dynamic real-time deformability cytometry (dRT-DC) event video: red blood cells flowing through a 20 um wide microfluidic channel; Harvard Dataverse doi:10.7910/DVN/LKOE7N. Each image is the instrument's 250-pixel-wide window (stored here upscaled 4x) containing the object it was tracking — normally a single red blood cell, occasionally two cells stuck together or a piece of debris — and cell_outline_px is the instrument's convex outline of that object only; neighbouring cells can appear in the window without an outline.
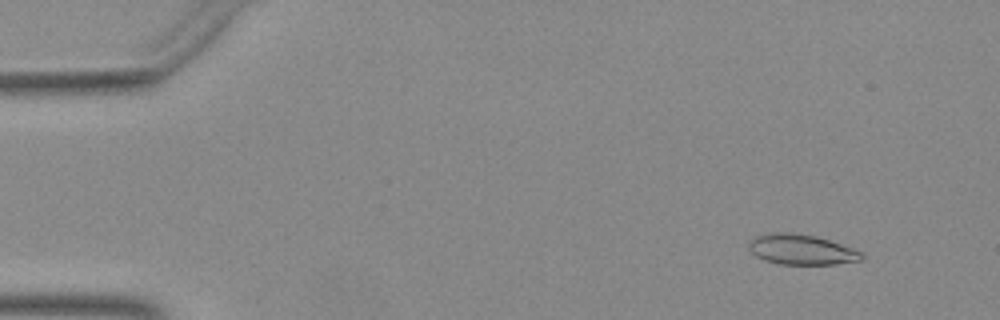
{"species": "Egyptian fruit bat (a non-hibernating species)", "species_latin": "Rousettus aegyptiacus", "temperature_condition": "warm", "stored_images_in_passage": 51, "camera_frame_rate_fps": 3000, "um_per_image_px": 0.085, "animal": {"sex": "female"}, "frame": {"image": 1, "passage_image": 5, "time_ms": 1.333, "image_size_px": [1000, 320], "cell_outline_px": [[864, 260], [836, 264], [780, 264], [764, 260], [756, 256], [748, 248], [748, 244], [756, 236], [776, 232], [788, 232], [816, 236], [864, 252]], "centroid_in_image_um": [68.15, 21.22], "position_along_channel_um": 16.8, "area_um2": 19.83}}
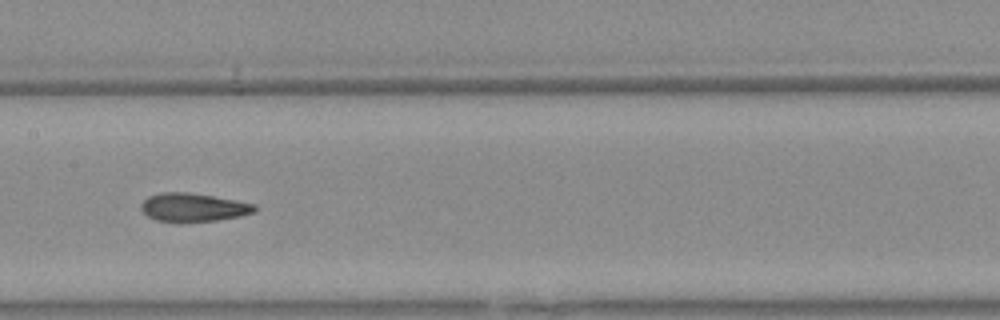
{"frame": {"image": 2, "passage_image": 26, "time_ms": 8.333, "image_size_px": [1000, 320], "cell_outline_px": [[256, 212], [240, 216], [216, 220], [156, 220], [148, 216], [140, 208], [140, 204], [148, 196], [164, 192], [188, 192], [212, 196], [256, 204]], "centroid_in_image_um": [16.44, 17.6], "position_along_channel_um": 191.0, "area_um2": 18.26}}
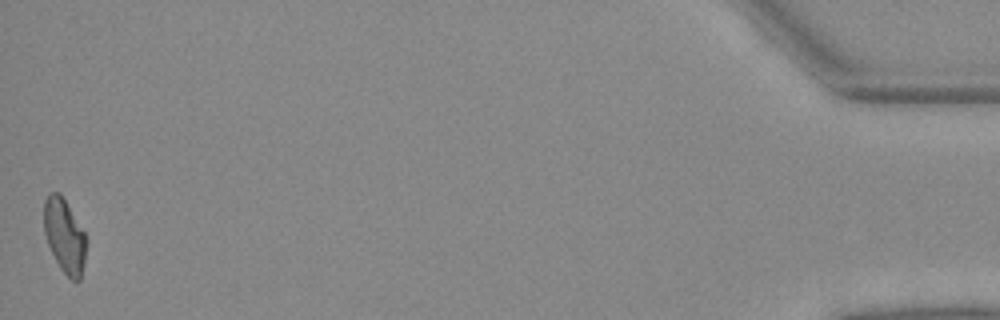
{"frame": {"image": 3, "passage_image": 51, "time_ms": 16.667, "image_size_px": [1000, 320], "cell_outline_px": [[84, 264], [80, 280], [72, 280], [60, 268], [48, 244], [44, 232], [44, 200], [48, 192], [60, 192], [84, 232]], "centroid_in_image_um": [5.45, 20.01], "position_along_channel_um": 429.8, "area_um2": 17.8}}